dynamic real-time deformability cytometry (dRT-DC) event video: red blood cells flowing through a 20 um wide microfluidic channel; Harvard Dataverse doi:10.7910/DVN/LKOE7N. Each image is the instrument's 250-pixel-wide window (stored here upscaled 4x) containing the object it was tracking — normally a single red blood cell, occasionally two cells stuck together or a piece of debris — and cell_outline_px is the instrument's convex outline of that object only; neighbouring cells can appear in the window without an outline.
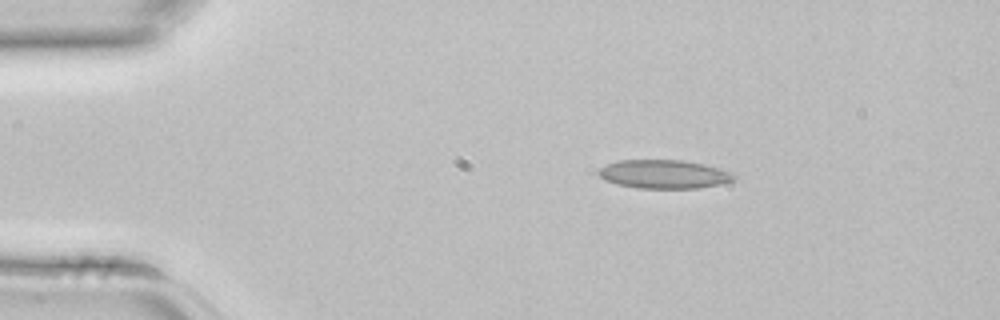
{"species": "common noctule bat (a hibernating species)", "species_latin": "Nyctalus noctula", "temperature_condition": "room temperature", "stored_images_in_passage": 3, "segment_of_instrument_passage": [2, 2], "camera_frame_rate_fps": 3000, "um_per_image_px": 0.085, "animal": {"sex": "female", "body_mass_g": 22.7, "forearm_length_mm": 54.2}, "frame": {"image": 1, "passage_image": 3, "time_ms": 0.667, "image_size_px": [1000, 320], "cell_outline_px": [[736, 180], [720, 184], [700, 188], [636, 188], [616, 184], [604, 180], [596, 172], [600, 168], [616, 160], [684, 160], [704, 164], [720, 168], [736, 176]], "centroid_in_image_um": [56.42, 14.8], "position_along_channel_um": 28.6, "area_um2": 22.72}}